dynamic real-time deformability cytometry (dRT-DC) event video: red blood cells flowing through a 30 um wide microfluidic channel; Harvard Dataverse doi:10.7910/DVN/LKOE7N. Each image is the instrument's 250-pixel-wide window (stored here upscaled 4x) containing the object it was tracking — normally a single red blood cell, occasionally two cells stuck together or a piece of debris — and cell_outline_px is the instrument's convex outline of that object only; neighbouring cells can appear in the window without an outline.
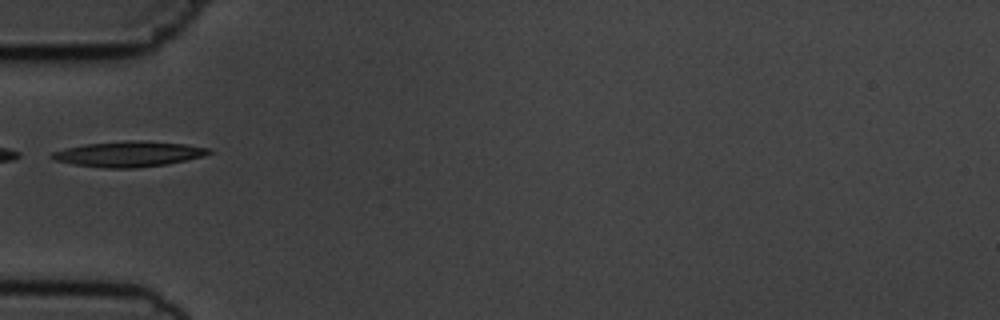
{"species": "common noctule bat (a hibernating species)", "species_latin": "Nyctalus noctula", "temperature_condition": "cold", "stored_images_in_passage": 9, "camera_frame_rate_fps": 3000, "um_per_image_px": 0.085, "animal": {"sex": "male", "body_mass_g": 19.5, "forearm_length_mm": 54.6}, "frame": {"image": 1, "passage_image": 4, "time_ms": 3.667, "image_size_px": [1000, 320], "cell_outline_px": [[212, 152], [204, 156], [164, 164], [136, 168], [104, 168], [72, 164], [56, 160], [48, 156], [52, 152], [64, 148], [84, 144], [128, 140], [132, 140], [184, 144], [212, 148]], "centroid_in_image_um": [10.9, 13.09], "position_along_channel_um": 74.1, "area_um2": 23.18}}
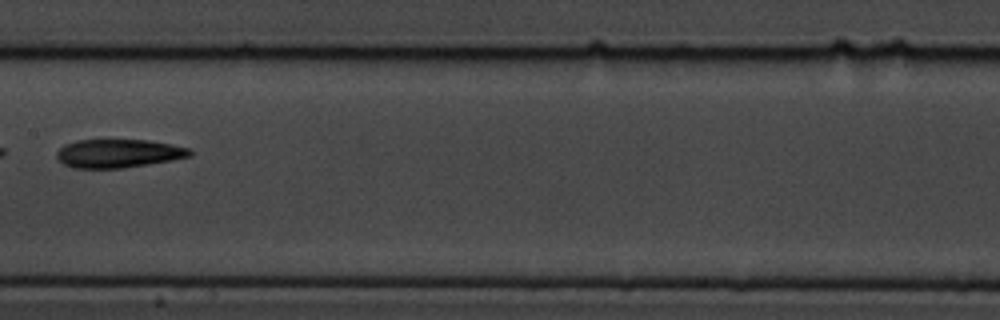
{"frame": {"image": 2, "passage_image": 7, "time_ms": 7.0, "image_size_px": [1000, 320], "cell_outline_px": [[192, 156], [172, 160], [120, 168], [76, 168], [64, 164], [56, 156], [56, 152], [64, 144], [76, 140], [148, 140], [192, 148]], "centroid_in_image_um": [10.08, 13.03], "position_along_channel_um": 197.3, "area_um2": 22.02}}
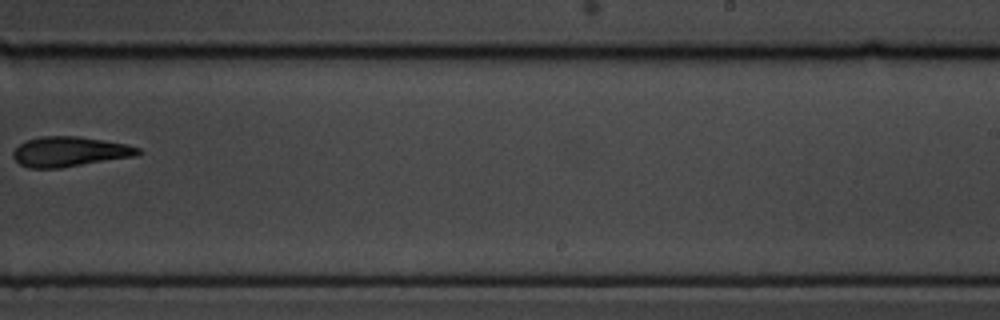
{"frame": {"image": 3, "passage_image": 9, "time_ms": 9.333, "image_size_px": [1000, 320], "cell_outline_px": [[140, 152], [136, 156], [60, 168], [28, 168], [20, 164], [12, 156], [12, 152], [20, 144], [28, 140], [40, 136], [76, 136], [104, 140], [128, 144], [140, 148]], "centroid_in_image_um": [5.92, 12.89], "position_along_channel_um": 283.1, "area_um2": 21.79}}